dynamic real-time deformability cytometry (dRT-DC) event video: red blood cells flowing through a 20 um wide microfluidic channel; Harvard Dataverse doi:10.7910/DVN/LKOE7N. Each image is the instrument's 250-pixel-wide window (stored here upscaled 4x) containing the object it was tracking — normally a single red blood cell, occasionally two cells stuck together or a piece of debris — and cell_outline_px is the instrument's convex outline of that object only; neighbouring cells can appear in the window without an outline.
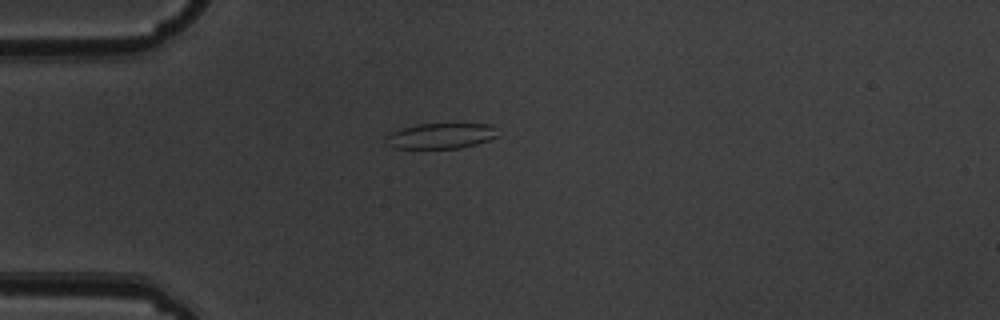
{"species": "common noctule bat (a hibernating species)", "species_latin": "Nyctalus noctula", "temperature_condition": "warm", "stored_images_in_passage": 1, "camera_frame_rate_fps": 3000, "um_per_image_px": 0.085, "animal": {"sex": "male", "body_mass_g": 19.5, "forearm_length_mm": 54.6}, "frame": {"image": 1, "passage_image": 1, "time_ms": 0.0, "image_size_px": [1000, 320], "cell_outline_px": [[500, 136], [476, 144], [460, 148], [392, 148], [384, 144], [384, 136], [400, 128], [416, 124], [488, 124]], "centroid_in_image_um": [37.37, 11.56], "position_along_channel_um": 47.6, "area_um2": 16.7}}